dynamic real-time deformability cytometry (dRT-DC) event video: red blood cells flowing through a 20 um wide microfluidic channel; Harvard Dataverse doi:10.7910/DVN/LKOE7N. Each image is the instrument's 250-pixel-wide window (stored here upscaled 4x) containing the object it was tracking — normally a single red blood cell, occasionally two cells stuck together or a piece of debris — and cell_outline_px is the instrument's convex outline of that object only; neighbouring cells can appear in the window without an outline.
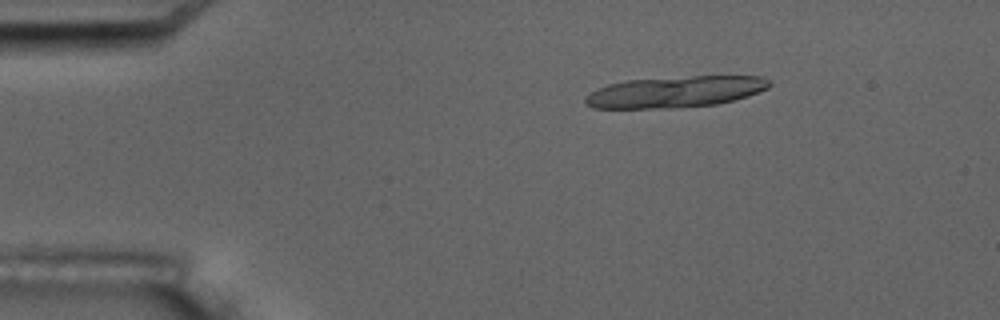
{"species": "common noctule bat (a hibernating species)", "species_latin": "Nyctalus noctula", "temperature_condition": "room temperature", "stored_images_in_passage": 11, "camera_frame_rate_fps": 3000, "um_per_image_px": 0.085, "animal": {"sex": "male", "body_mass_g": 17.5, "forearm_length_mm": 52.3}, "frame": {"image": 1, "passage_image": 2, "time_ms": 2.333, "image_size_px": [1000, 320], "cell_outline_px": [[772, 84], [768, 88], [748, 96], [716, 104], [668, 108], [592, 108], [584, 104], [584, 96], [596, 88], [608, 84], [628, 80], [692, 76], [764, 76], [772, 80]], "centroid_in_image_um": [57.39, 7.8], "position_along_channel_um": 27.6, "area_um2": 33.7}}
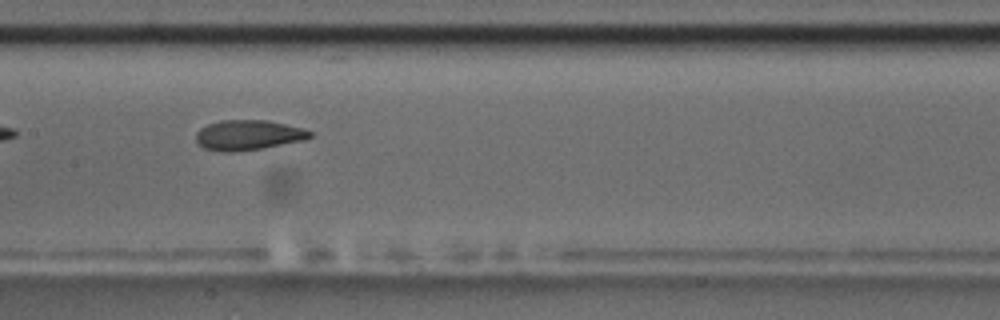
{"frame": {"image": 2, "passage_image": 8, "time_ms": 9.0, "image_size_px": [1000, 320], "cell_outline_px": [[312, 136], [304, 140], [260, 148], [228, 152], [220, 152], [204, 148], [196, 140], [196, 132], [200, 128], [208, 124], [220, 120], [268, 120], [304, 128], [312, 132]], "centroid_in_image_um": [21.09, 11.47], "position_along_channel_um": 186.3, "area_um2": 19.88}}